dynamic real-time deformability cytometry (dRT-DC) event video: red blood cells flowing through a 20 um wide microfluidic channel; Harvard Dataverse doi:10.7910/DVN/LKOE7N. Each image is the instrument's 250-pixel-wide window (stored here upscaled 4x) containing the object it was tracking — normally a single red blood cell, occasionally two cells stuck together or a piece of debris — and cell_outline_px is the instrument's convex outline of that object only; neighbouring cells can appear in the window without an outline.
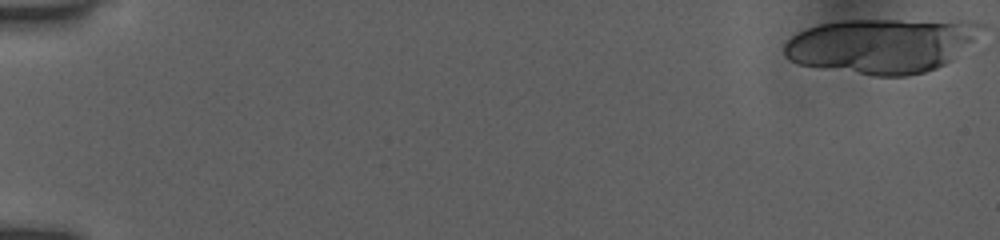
{"species": "human", "species_latin": "Homo sapiens", "temperature_condition": "room temperature", "stored_images_in_passage": 21, "camera_frame_rate_fps": 3000, "um_per_image_px": 0.085, "donor": {"sex": "female"}, "frame": {"image": 1, "passage_image": 1, "time_ms": 0.0, "image_size_px": [1000, 240], "cell_outline_px": [[980, 24], [972, 40], [952, 60], [936, 68], [924, 72], [908, 76], [872, 76], [800, 64], [788, 60], [784, 56], [784, 44], [792, 36], [808, 28], [820, 24], [844, 20], [972, 20]], "centroid_in_image_um": [74.89, 3.87], "position_along_channel_um": 10.1, "area_um2": 62.48}}